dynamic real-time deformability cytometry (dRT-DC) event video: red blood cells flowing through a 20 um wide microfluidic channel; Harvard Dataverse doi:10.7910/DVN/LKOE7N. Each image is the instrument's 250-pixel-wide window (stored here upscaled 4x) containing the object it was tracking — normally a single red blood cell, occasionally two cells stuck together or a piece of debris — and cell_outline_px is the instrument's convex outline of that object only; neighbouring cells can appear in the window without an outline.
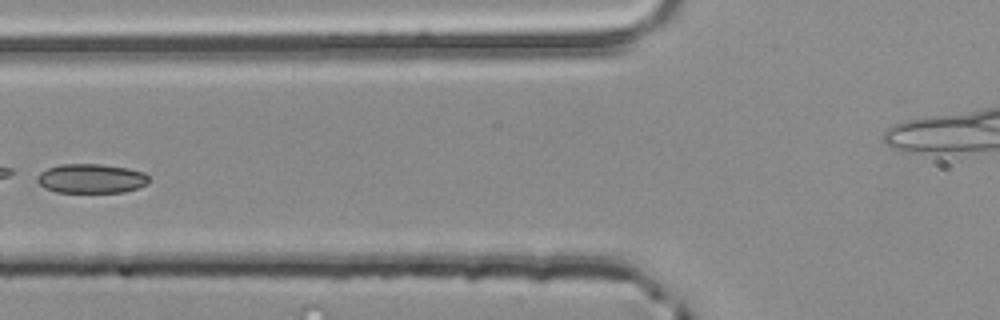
{"species": "common noctule bat (a hibernating species)", "species_latin": "Nyctalus noctula", "temperature_condition": "room temperature", "stored_images_in_passage": 4, "camera_frame_rate_fps": 3000, "um_per_image_px": 0.085, "animal": {"sex": "male", "body_mass_g": 20.4}, "frame": {"image": 1, "passage_image": 3, "time_ms": 0.667, "image_size_px": [1000, 320], "cell_outline_px": [[148, 184], [124, 192], [56, 192], [44, 188], [36, 180], [36, 176], [40, 172], [48, 168], [60, 164], [100, 164], [128, 168], [144, 172], [148, 176]], "centroid_in_image_um": [7.73, 15.17], "position_along_channel_um": 118.1, "area_um2": 19.13}}